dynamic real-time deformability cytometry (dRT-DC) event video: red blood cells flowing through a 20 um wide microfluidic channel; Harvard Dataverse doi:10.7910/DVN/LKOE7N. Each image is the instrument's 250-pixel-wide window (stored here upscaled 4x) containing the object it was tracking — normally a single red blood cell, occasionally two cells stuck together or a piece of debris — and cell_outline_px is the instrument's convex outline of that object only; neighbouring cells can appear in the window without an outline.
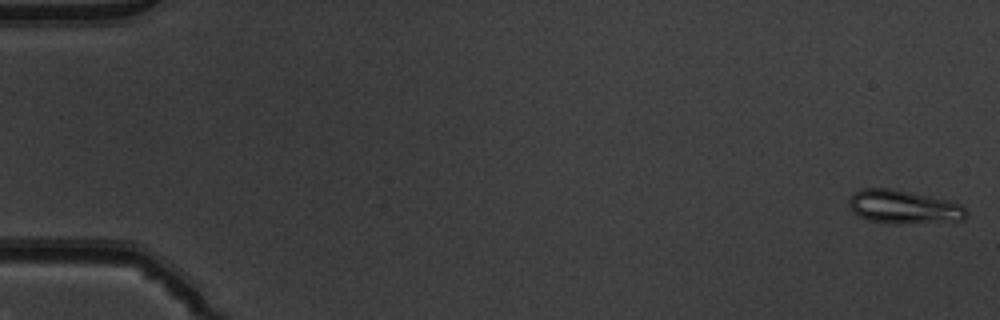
{"species": "common noctule bat (a hibernating species)", "species_latin": "Nyctalus noctula", "temperature_condition": "warm", "stored_images_in_passage": 52, "camera_frame_rate_fps": 3000, "um_per_image_px": 0.085, "animal": {"sex": "male", "body_mass_g": 19.5, "forearm_length_mm": 54.6}, "frame": {"image": 1, "passage_image": 1, "time_ms": 0.0, "image_size_px": [1000, 320], "cell_outline_px": [[968, 212], [964, 220], [900, 224], [888, 224], [868, 220], [852, 212], [848, 204], [848, 200], [860, 188], [888, 188], [912, 192], [948, 200], [960, 204]], "centroid_in_image_um": [76.79, 17.6], "position_along_channel_um": 8.2, "area_um2": 23.06}}
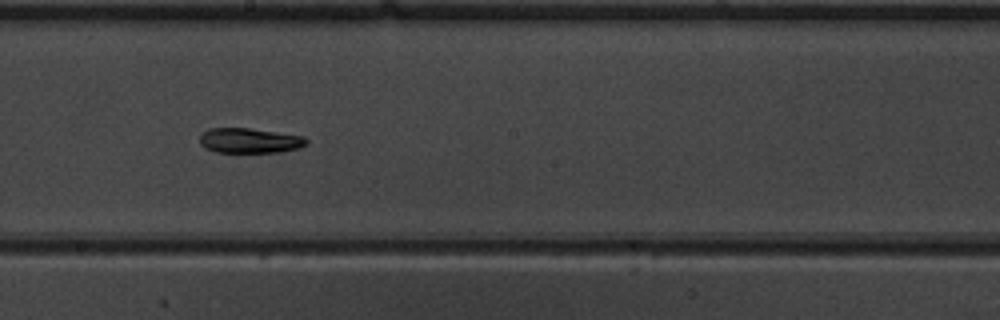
{"frame": {"image": 2, "passage_image": 30, "time_ms": 9.667, "image_size_px": [1000, 320], "cell_outline_px": [[308, 144], [300, 148], [280, 152], [216, 152], [204, 148], [200, 144], [200, 136], [208, 128], [248, 128], [304, 136], [308, 140]], "centroid_in_image_um": [21.23, 11.95], "position_along_channel_um": 227.0, "area_um2": 15.61}}
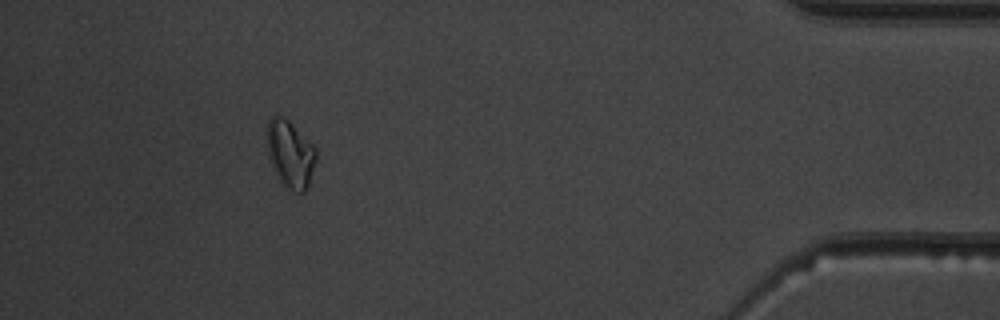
{"frame": {"image": 3, "passage_image": 48, "time_ms": 15.667, "image_size_px": [1000, 320], "cell_outline_px": [[316, 160], [308, 184], [304, 192], [292, 192], [280, 184], [272, 168], [268, 156], [268, 120], [272, 116], [280, 116], [288, 120], [316, 148]], "centroid_in_image_um": [24.66, 13.14], "position_along_channel_um": 410.5, "area_um2": 19.13}, "authors_computed_cell_mechanics": {"area_um2": 16.5597, "velocity_mm_per_s": 3.9129, "shape_relaxation_time_tau1_ms": 8.1471, "shape_relaxation_time_tau2_ms": 9.2284, "deformation_change_tau1": 0.2195, "deformation_change_tau2": 0.1524}}